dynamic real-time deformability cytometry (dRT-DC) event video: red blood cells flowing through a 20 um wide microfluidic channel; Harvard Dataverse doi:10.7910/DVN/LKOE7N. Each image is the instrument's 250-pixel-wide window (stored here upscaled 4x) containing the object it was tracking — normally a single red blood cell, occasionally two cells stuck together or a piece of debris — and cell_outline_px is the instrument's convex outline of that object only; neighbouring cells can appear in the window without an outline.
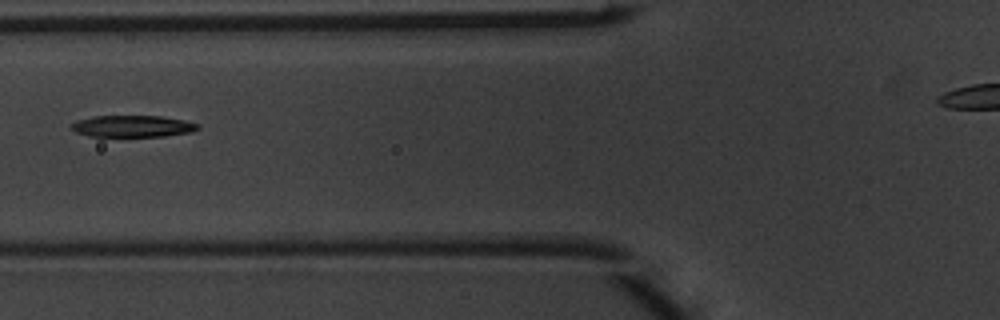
{"species": "common noctule bat (a hibernating species)", "species_latin": "Nyctalus noctula", "temperature_condition": "warm", "stored_images_in_passage": 7, "segment_of_instrument_passage": [1, 2], "camera_frame_rate_fps": 3000, "um_per_image_px": 0.085, "animal": {"sex": "male", "body_mass_g": 20.1, "forearm_length_mm": 53.5}, "frame": {"image": 1, "passage_image": 6, "time_ms": 1.667, "image_size_px": [1000, 320], "cell_outline_px": [[200, 128], [192, 132], [164, 136], [88, 136], [76, 132], [68, 128], [68, 124], [76, 120], [92, 116], [160, 116], [184, 120], [200, 124]], "centroid_in_image_um": [11.22, 10.72], "position_along_channel_um": 114.6, "area_um2": 16.18}}